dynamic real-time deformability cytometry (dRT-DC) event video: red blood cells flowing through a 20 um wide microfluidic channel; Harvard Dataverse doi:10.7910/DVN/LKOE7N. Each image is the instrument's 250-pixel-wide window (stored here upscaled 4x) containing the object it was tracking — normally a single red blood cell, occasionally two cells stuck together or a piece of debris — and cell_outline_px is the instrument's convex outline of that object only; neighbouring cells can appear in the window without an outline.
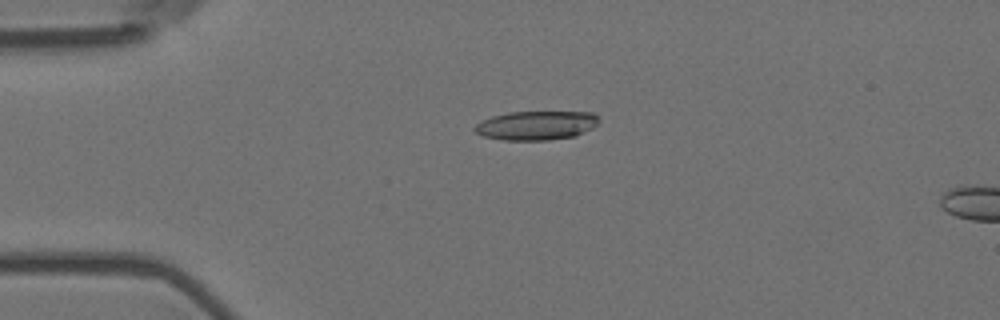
{"species": "Egyptian fruit bat (a non-hibernating species)", "species_latin": "Rousettus aegyptiacus", "temperature_condition": "room temperature", "stored_images_in_passage": 6, "camera_frame_rate_fps": 3000, "um_per_image_px": 0.085, "animal": {"sex": "female"}, "frame": {"image": 1, "passage_image": 4, "time_ms": 1.0, "image_size_px": [1000, 320], "cell_outline_px": [[600, 120], [592, 128], [576, 136], [548, 140], [504, 140], [484, 136], [476, 132], [472, 128], [476, 124], [492, 116], [508, 112], [592, 112]], "centroid_in_image_um": [45.58, 10.66], "position_along_channel_um": 39.4, "area_um2": 20.92}}